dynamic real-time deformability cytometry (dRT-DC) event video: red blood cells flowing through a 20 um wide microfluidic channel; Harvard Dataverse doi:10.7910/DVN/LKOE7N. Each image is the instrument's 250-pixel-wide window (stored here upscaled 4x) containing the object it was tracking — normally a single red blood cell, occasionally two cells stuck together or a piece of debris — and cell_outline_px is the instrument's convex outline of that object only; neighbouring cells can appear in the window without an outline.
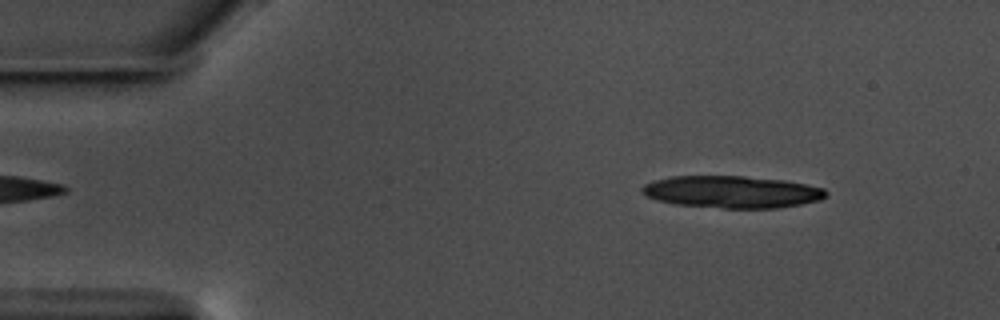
{"species": "common noctule bat (a hibernating species)", "species_latin": "Nyctalus noctula", "temperature_condition": "warm", "stored_images_in_passage": 16, "camera_frame_rate_fps": 3000, "um_per_image_px": 0.085, "animal": {"sex": "male", "body_mass_g": 17.5, "forearm_length_mm": 52.3}, "frame": {"image": 1, "passage_image": 6, "time_ms": 1.667, "image_size_px": [1000, 320], "cell_outline_px": [[828, 196], [820, 200], [800, 204], [776, 208], [724, 208], [676, 204], [656, 200], [644, 196], [640, 192], [640, 188], [644, 184], [652, 180], [672, 176], [744, 176], [784, 180], [824, 188], [828, 192]], "centroid_in_image_um": [62.17, 16.31], "position_along_channel_um": 22.8, "area_um2": 34.62}}